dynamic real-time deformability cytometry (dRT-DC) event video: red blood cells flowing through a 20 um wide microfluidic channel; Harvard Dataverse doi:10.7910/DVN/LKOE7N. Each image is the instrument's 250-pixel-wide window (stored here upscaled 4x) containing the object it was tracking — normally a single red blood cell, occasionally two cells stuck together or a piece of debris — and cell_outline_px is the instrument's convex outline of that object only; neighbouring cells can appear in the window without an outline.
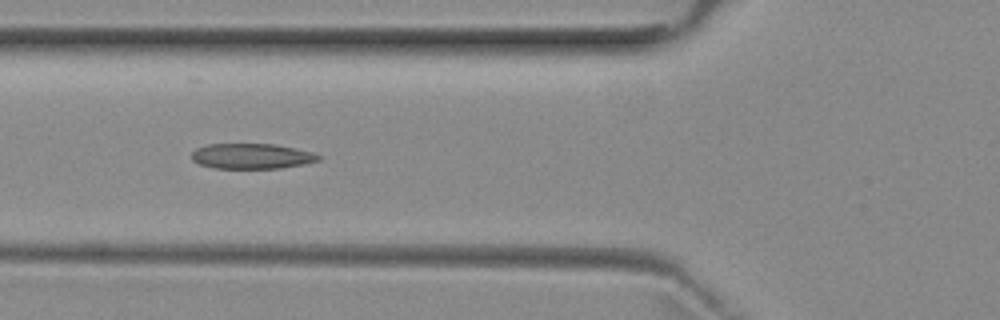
{"species": "common noctule bat (a hibernating species)", "species_latin": "Nyctalus noctula", "temperature_condition": "room temperature", "stored_images_in_passage": 8, "camera_frame_rate_fps": 3000, "um_per_image_px": 0.085, "animal": {"sex": "female", "body_mass_g": 29.2, "forearm_length_mm": 56.3}, "frame": {"image": 1, "passage_image": 6, "time_ms": 5.667, "image_size_px": [1000, 320], "cell_outline_px": [[320, 160], [304, 164], [280, 168], [212, 168], [200, 164], [192, 160], [192, 152], [196, 148], [208, 144], [276, 144], [296, 148], [312, 152], [320, 156]], "centroid_in_image_um": [21.39, 13.27], "position_along_channel_um": 104.4, "area_um2": 18.73}}
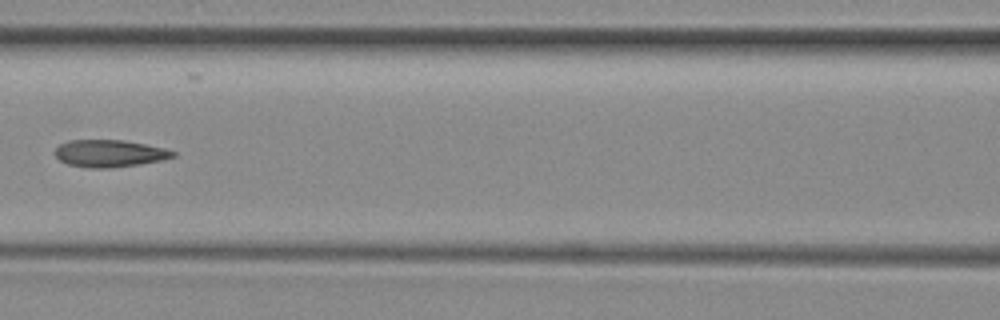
{"frame": {"image": 2, "passage_image": 7, "time_ms": 7.0, "image_size_px": [1000, 320], "cell_outline_px": [[176, 156], [160, 160], [140, 164], [112, 168], [88, 168], [68, 164], [60, 160], [52, 152], [60, 144], [68, 140], [124, 140], [164, 148], [176, 152]], "centroid_in_image_um": [9.28, 13.04], "position_along_channel_um": 157.3, "area_um2": 18.73}}
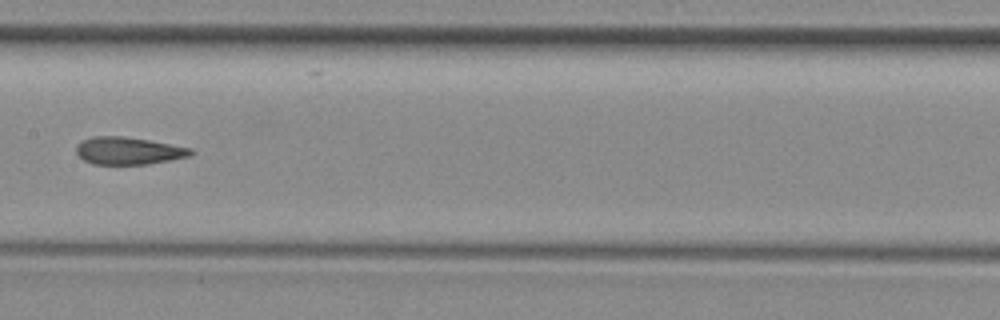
{"frame": {"image": 3, "passage_image": 8, "time_ms": 8.0, "image_size_px": [1000, 320], "cell_outline_px": [[196, 152], [192, 156], [172, 160], [148, 164], [92, 164], [84, 160], [76, 152], [76, 144], [80, 140], [92, 136], [120, 136], [148, 140], [192, 148]], "centroid_in_image_um": [10.93, 12.82], "position_along_channel_um": 196.5, "area_um2": 18.5}}